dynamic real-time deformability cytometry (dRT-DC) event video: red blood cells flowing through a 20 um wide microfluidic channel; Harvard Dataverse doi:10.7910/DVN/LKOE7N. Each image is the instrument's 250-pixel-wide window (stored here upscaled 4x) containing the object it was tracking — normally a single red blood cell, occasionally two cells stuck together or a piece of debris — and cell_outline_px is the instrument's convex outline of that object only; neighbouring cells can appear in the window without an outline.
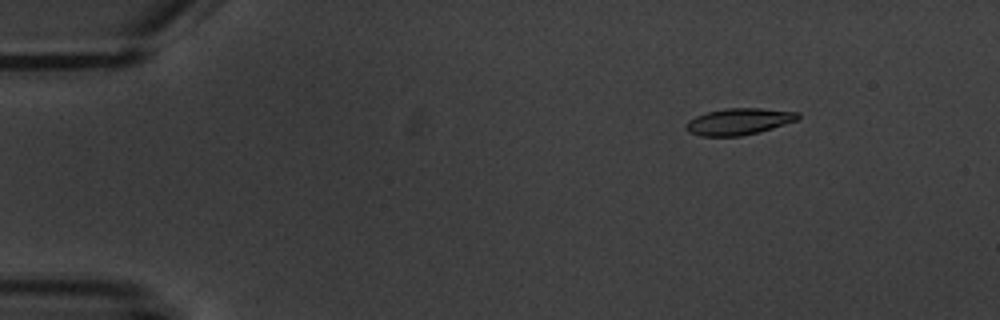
{"species": "common noctule bat (a hibernating species)", "species_latin": "Nyctalus noctula", "temperature_condition": "warm", "stored_images_in_passage": 5, "camera_frame_rate_fps": 3000, "um_per_image_px": 0.085, "animal": {"sex": "male", "body_mass_g": 20.1, "forearm_length_mm": 53.5}, "frame": {"image": 1, "passage_image": 2, "time_ms": 1.333, "image_size_px": [1000, 320], "cell_outline_px": [[800, 120], [760, 132], [740, 136], [700, 136], [688, 132], [688, 120], [696, 116], [708, 112], [724, 108], [760, 108], [800, 112]], "centroid_in_image_um": [62.88, 10.33], "position_along_channel_um": 22.1, "area_um2": 17.4}}
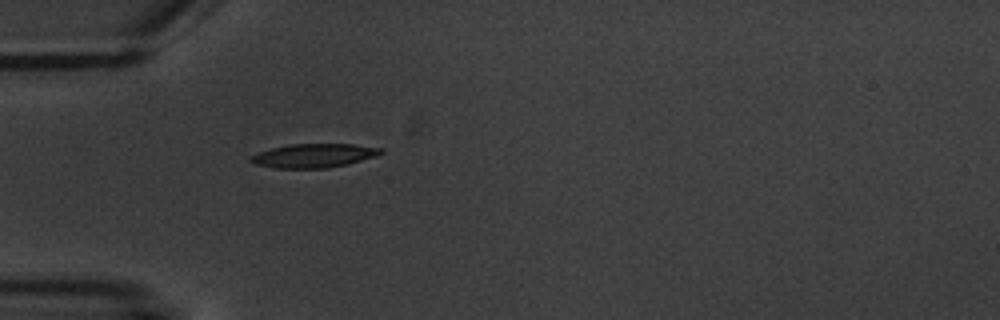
{"frame": {"image": 2, "passage_image": 5, "time_ms": 4.667, "image_size_px": [1000, 320], "cell_outline_px": [[384, 152], [376, 156], [348, 164], [328, 168], [276, 168], [256, 164], [248, 160], [248, 156], [272, 148], [288, 144], [352, 144], [384, 148]], "centroid_in_image_um": [26.69, 13.22], "position_along_channel_um": 58.3, "area_um2": 18.15}}